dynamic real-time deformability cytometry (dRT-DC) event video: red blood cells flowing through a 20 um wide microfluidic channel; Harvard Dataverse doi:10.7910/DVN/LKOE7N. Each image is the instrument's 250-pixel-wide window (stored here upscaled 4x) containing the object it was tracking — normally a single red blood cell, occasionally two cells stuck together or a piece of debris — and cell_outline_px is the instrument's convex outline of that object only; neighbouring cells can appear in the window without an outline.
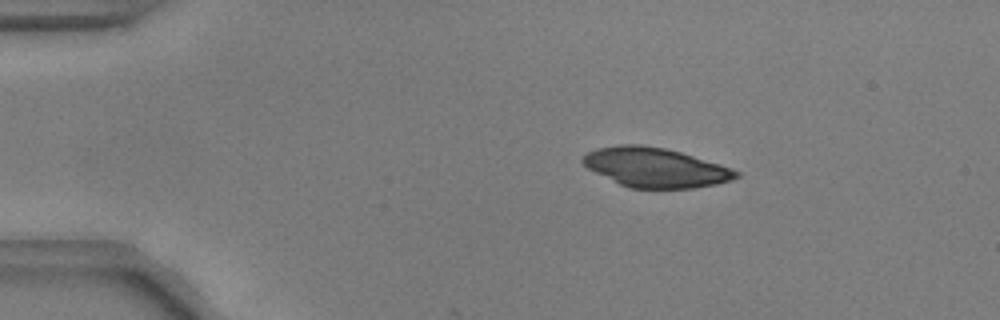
{"species": "common noctule bat (a hibernating species)", "species_latin": "Nyctalus noctula", "temperature_condition": "warm", "stored_images_in_passage": 11, "camera_frame_rate_fps": 3000, "um_per_image_px": 0.085, "animal": {"sex": "male", "body_mass_g": 17.9, "forearm_length_mm": 54.2}, "frame": {"image": 1, "passage_image": 9, "time_ms": 2.667, "image_size_px": [1000, 320], "cell_outline_px": [[740, 176], [732, 180], [716, 184], [696, 188], [628, 188], [588, 168], [580, 160], [588, 152], [596, 148], [620, 144], [640, 144], [664, 148], [680, 152], [720, 164], [732, 168], [740, 172]], "centroid_in_image_um": [55.73, 14.23], "position_along_channel_um": 29.3, "area_um2": 35.14}}